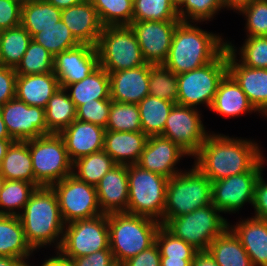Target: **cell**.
I'll list each match as a JSON object with an SVG mask.
<instances>
[{
    "label": "cell",
    "instance_id": "obj_38",
    "mask_svg": "<svg viewBox=\"0 0 267 266\" xmlns=\"http://www.w3.org/2000/svg\"><path fill=\"white\" fill-rule=\"evenodd\" d=\"M32 40L43 46L54 57L57 54L80 44L62 20L55 23L53 26L44 28L41 32L34 34Z\"/></svg>",
    "mask_w": 267,
    "mask_h": 266
},
{
    "label": "cell",
    "instance_id": "obj_58",
    "mask_svg": "<svg viewBox=\"0 0 267 266\" xmlns=\"http://www.w3.org/2000/svg\"><path fill=\"white\" fill-rule=\"evenodd\" d=\"M28 260L15 257L0 256V266H28Z\"/></svg>",
    "mask_w": 267,
    "mask_h": 266
},
{
    "label": "cell",
    "instance_id": "obj_9",
    "mask_svg": "<svg viewBox=\"0 0 267 266\" xmlns=\"http://www.w3.org/2000/svg\"><path fill=\"white\" fill-rule=\"evenodd\" d=\"M228 73L227 48L212 62L189 72L177 75V104L197 108L206 104L210 109L218 85Z\"/></svg>",
    "mask_w": 267,
    "mask_h": 266
},
{
    "label": "cell",
    "instance_id": "obj_11",
    "mask_svg": "<svg viewBox=\"0 0 267 266\" xmlns=\"http://www.w3.org/2000/svg\"><path fill=\"white\" fill-rule=\"evenodd\" d=\"M58 251L71 261L109 247L108 214L80 219L65 224Z\"/></svg>",
    "mask_w": 267,
    "mask_h": 266
},
{
    "label": "cell",
    "instance_id": "obj_3",
    "mask_svg": "<svg viewBox=\"0 0 267 266\" xmlns=\"http://www.w3.org/2000/svg\"><path fill=\"white\" fill-rule=\"evenodd\" d=\"M19 218L26 240L34 251L55 242V248L59 249L65 223L61 217L57 196L51 187L36 188L20 212Z\"/></svg>",
    "mask_w": 267,
    "mask_h": 266
},
{
    "label": "cell",
    "instance_id": "obj_25",
    "mask_svg": "<svg viewBox=\"0 0 267 266\" xmlns=\"http://www.w3.org/2000/svg\"><path fill=\"white\" fill-rule=\"evenodd\" d=\"M148 136L142 131H109L105 130L103 150L118 165L137 164L146 145Z\"/></svg>",
    "mask_w": 267,
    "mask_h": 266
},
{
    "label": "cell",
    "instance_id": "obj_54",
    "mask_svg": "<svg viewBox=\"0 0 267 266\" xmlns=\"http://www.w3.org/2000/svg\"><path fill=\"white\" fill-rule=\"evenodd\" d=\"M191 266H219L208 251H198Z\"/></svg>",
    "mask_w": 267,
    "mask_h": 266
},
{
    "label": "cell",
    "instance_id": "obj_60",
    "mask_svg": "<svg viewBox=\"0 0 267 266\" xmlns=\"http://www.w3.org/2000/svg\"><path fill=\"white\" fill-rule=\"evenodd\" d=\"M0 140H13L10 137V135L7 131L6 125L3 121L1 110H0Z\"/></svg>",
    "mask_w": 267,
    "mask_h": 266
},
{
    "label": "cell",
    "instance_id": "obj_51",
    "mask_svg": "<svg viewBox=\"0 0 267 266\" xmlns=\"http://www.w3.org/2000/svg\"><path fill=\"white\" fill-rule=\"evenodd\" d=\"M114 259L110 249H102L86 256L73 258V266H108Z\"/></svg>",
    "mask_w": 267,
    "mask_h": 266
},
{
    "label": "cell",
    "instance_id": "obj_5",
    "mask_svg": "<svg viewBox=\"0 0 267 266\" xmlns=\"http://www.w3.org/2000/svg\"><path fill=\"white\" fill-rule=\"evenodd\" d=\"M212 203V182L195 165L168 179L163 225L171 218L191 213Z\"/></svg>",
    "mask_w": 267,
    "mask_h": 266
},
{
    "label": "cell",
    "instance_id": "obj_35",
    "mask_svg": "<svg viewBox=\"0 0 267 266\" xmlns=\"http://www.w3.org/2000/svg\"><path fill=\"white\" fill-rule=\"evenodd\" d=\"M31 41L32 36L22 25L0 31V65L16 68Z\"/></svg>",
    "mask_w": 267,
    "mask_h": 266
},
{
    "label": "cell",
    "instance_id": "obj_42",
    "mask_svg": "<svg viewBox=\"0 0 267 266\" xmlns=\"http://www.w3.org/2000/svg\"><path fill=\"white\" fill-rule=\"evenodd\" d=\"M105 130L126 132L142 131L138 105L111 100Z\"/></svg>",
    "mask_w": 267,
    "mask_h": 266
},
{
    "label": "cell",
    "instance_id": "obj_62",
    "mask_svg": "<svg viewBox=\"0 0 267 266\" xmlns=\"http://www.w3.org/2000/svg\"><path fill=\"white\" fill-rule=\"evenodd\" d=\"M108 266H125V263L119 260H113Z\"/></svg>",
    "mask_w": 267,
    "mask_h": 266
},
{
    "label": "cell",
    "instance_id": "obj_18",
    "mask_svg": "<svg viewBox=\"0 0 267 266\" xmlns=\"http://www.w3.org/2000/svg\"><path fill=\"white\" fill-rule=\"evenodd\" d=\"M99 67L97 48L89 44L63 51L54 57V75L60 87L81 81Z\"/></svg>",
    "mask_w": 267,
    "mask_h": 266
},
{
    "label": "cell",
    "instance_id": "obj_14",
    "mask_svg": "<svg viewBox=\"0 0 267 266\" xmlns=\"http://www.w3.org/2000/svg\"><path fill=\"white\" fill-rule=\"evenodd\" d=\"M196 107L175 104L160 135L178 144L189 156H194L208 136Z\"/></svg>",
    "mask_w": 267,
    "mask_h": 266
},
{
    "label": "cell",
    "instance_id": "obj_27",
    "mask_svg": "<svg viewBox=\"0 0 267 266\" xmlns=\"http://www.w3.org/2000/svg\"><path fill=\"white\" fill-rule=\"evenodd\" d=\"M210 110L227 117H239L241 114L257 112L243 90L228 73L218 85Z\"/></svg>",
    "mask_w": 267,
    "mask_h": 266
},
{
    "label": "cell",
    "instance_id": "obj_28",
    "mask_svg": "<svg viewBox=\"0 0 267 266\" xmlns=\"http://www.w3.org/2000/svg\"><path fill=\"white\" fill-rule=\"evenodd\" d=\"M33 252L19 216L0 215V256L26 260Z\"/></svg>",
    "mask_w": 267,
    "mask_h": 266
},
{
    "label": "cell",
    "instance_id": "obj_23",
    "mask_svg": "<svg viewBox=\"0 0 267 266\" xmlns=\"http://www.w3.org/2000/svg\"><path fill=\"white\" fill-rule=\"evenodd\" d=\"M110 99L138 104L149 95V64L109 73Z\"/></svg>",
    "mask_w": 267,
    "mask_h": 266
},
{
    "label": "cell",
    "instance_id": "obj_13",
    "mask_svg": "<svg viewBox=\"0 0 267 266\" xmlns=\"http://www.w3.org/2000/svg\"><path fill=\"white\" fill-rule=\"evenodd\" d=\"M264 159L248 172L212 182V204L221 213H236L247 202L253 205L254 188L263 171Z\"/></svg>",
    "mask_w": 267,
    "mask_h": 266
},
{
    "label": "cell",
    "instance_id": "obj_20",
    "mask_svg": "<svg viewBox=\"0 0 267 266\" xmlns=\"http://www.w3.org/2000/svg\"><path fill=\"white\" fill-rule=\"evenodd\" d=\"M61 20L80 44L97 46L104 26L90 0L62 9Z\"/></svg>",
    "mask_w": 267,
    "mask_h": 266
},
{
    "label": "cell",
    "instance_id": "obj_40",
    "mask_svg": "<svg viewBox=\"0 0 267 266\" xmlns=\"http://www.w3.org/2000/svg\"><path fill=\"white\" fill-rule=\"evenodd\" d=\"M149 94L177 104V75L164 64H149Z\"/></svg>",
    "mask_w": 267,
    "mask_h": 266
},
{
    "label": "cell",
    "instance_id": "obj_16",
    "mask_svg": "<svg viewBox=\"0 0 267 266\" xmlns=\"http://www.w3.org/2000/svg\"><path fill=\"white\" fill-rule=\"evenodd\" d=\"M181 21H133L130 24L147 64H164L172 37Z\"/></svg>",
    "mask_w": 267,
    "mask_h": 266
},
{
    "label": "cell",
    "instance_id": "obj_37",
    "mask_svg": "<svg viewBox=\"0 0 267 266\" xmlns=\"http://www.w3.org/2000/svg\"><path fill=\"white\" fill-rule=\"evenodd\" d=\"M36 188L33 183L26 181L5 180L0 192V215L19 216V211H23Z\"/></svg>",
    "mask_w": 267,
    "mask_h": 266
},
{
    "label": "cell",
    "instance_id": "obj_7",
    "mask_svg": "<svg viewBox=\"0 0 267 266\" xmlns=\"http://www.w3.org/2000/svg\"><path fill=\"white\" fill-rule=\"evenodd\" d=\"M29 151L37 188L51 187L72 175L73 163L60 134L51 133L29 140Z\"/></svg>",
    "mask_w": 267,
    "mask_h": 266
},
{
    "label": "cell",
    "instance_id": "obj_49",
    "mask_svg": "<svg viewBox=\"0 0 267 266\" xmlns=\"http://www.w3.org/2000/svg\"><path fill=\"white\" fill-rule=\"evenodd\" d=\"M21 7L13 0H0V31L21 25Z\"/></svg>",
    "mask_w": 267,
    "mask_h": 266
},
{
    "label": "cell",
    "instance_id": "obj_2",
    "mask_svg": "<svg viewBox=\"0 0 267 266\" xmlns=\"http://www.w3.org/2000/svg\"><path fill=\"white\" fill-rule=\"evenodd\" d=\"M220 35L180 22L172 37L168 58L164 65L176 75L198 69L214 61L226 48Z\"/></svg>",
    "mask_w": 267,
    "mask_h": 266
},
{
    "label": "cell",
    "instance_id": "obj_12",
    "mask_svg": "<svg viewBox=\"0 0 267 266\" xmlns=\"http://www.w3.org/2000/svg\"><path fill=\"white\" fill-rule=\"evenodd\" d=\"M51 188L57 196L65 224L103 214L98 204L96 186L70 175L56 182Z\"/></svg>",
    "mask_w": 267,
    "mask_h": 266
},
{
    "label": "cell",
    "instance_id": "obj_17",
    "mask_svg": "<svg viewBox=\"0 0 267 266\" xmlns=\"http://www.w3.org/2000/svg\"><path fill=\"white\" fill-rule=\"evenodd\" d=\"M237 49L227 42L228 74L243 90L258 113L267 117V69L251 68L238 62Z\"/></svg>",
    "mask_w": 267,
    "mask_h": 266
},
{
    "label": "cell",
    "instance_id": "obj_32",
    "mask_svg": "<svg viewBox=\"0 0 267 266\" xmlns=\"http://www.w3.org/2000/svg\"><path fill=\"white\" fill-rule=\"evenodd\" d=\"M61 13L46 0H27L21 7V25L33 36L59 22Z\"/></svg>",
    "mask_w": 267,
    "mask_h": 266
},
{
    "label": "cell",
    "instance_id": "obj_6",
    "mask_svg": "<svg viewBox=\"0 0 267 266\" xmlns=\"http://www.w3.org/2000/svg\"><path fill=\"white\" fill-rule=\"evenodd\" d=\"M129 200L127 213L154 219L163 225L168 178L137 164L127 166Z\"/></svg>",
    "mask_w": 267,
    "mask_h": 266
},
{
    "label": "cell",
    "instance_id": "obj_44",
    "mask_svg": "<svg viewBox=\"0 0 267 266\" xmlns=\"http://www.w3.org/2000/svg\"><path fill=\"white\" fill-rule=\"evenodd\" d=\"M221 9L220 0H179L177 3L178 17L182 22L209 21Z\"/></svg>",
    "mask_w": 267,
    "mask_h": 266
},
{
    "label": "cell",
    "instance_id": "obj_45",
    "mask_svg": "<svg viewBox=\"0 0 267 266\" xmlns=\"http://www.w3.org/2000/svg\"><path fill=\"white\" fill-rule=\"evenodd\" d=\"M155 243L158 245L161 257L194 259L198 252L192 245L176 237L164 225L156 233Z\"/></svg>",
    "mask_w": 267,
    "mask_h": 266
},
{
    "label": "cell",
    "instance_id": "obj_26",
    "mask_svg": "<svg viewBox=\"0 0 267 266\" xmlns=\"http://www.w3.org/2000/svg\"><path fill=\"white\" fill-rule=\"evenodd\" d=\"M60 88L54 72L17 75L16 98L29 106L45 109L48 100Z\"/></svg>",
    "mask_w": 267,
    "mask_h": 266
},
{
    "label": "cell",
    "instance_id": "obj_8",
    "mask_svg": "<svg viewBox=\"0 0 267 266\" xmlns=\"http://www.w3.org/2000/svg\"><path fill=\"white\" fill-rule=\"evenodd\" d=\"M99 66L108 73L146 64L130 25L105 26L97 43Z\"/></svg>",
    "mask_w": 267,
    "mask_h": 266
},
{
    "label": "cell",
    "instance_id": "obj_39",
    "mask_svg": "<svg viewBox=\"0 0 267 266\" xmlns=\"http://www.w3.org/2000/svg\"><path fill=\"white\" fill-rule=\"evenodd\" d=\"M180 21L175 0H133V21Z\"/></svg>",
    "mask_w": 267,
    "mask_h": 266
},
{
    "label": "cell",
    "instance_id": "obj_21",
    "mask_svg": "<svg viewBox=\"0 0 267 266\" xmlns=\"http://www.w3.org/2000/svg\"><path fill=\"white\" fill-rule=\"evenodd\" d=\"M104 134V127L77 119L60 133L72 163L81 157L103 150Z\"/></svg>",
    "mask_w": 267,
    "mask_h": 266
},
{
    "label": "cell",
    "instance_id": "obj_57",
    "mask_svg": "<svg viewBox=\"0 0 267 266\" xmlns=\"http://www.w3.org/2000/svg\"><path fill=\"white\" fill-rule=\"evenodd\" d=\"M41 266H73V265L70 263L68 259H66L57 251V256H52L49 259H46Z\"/></svg>",
    "mask_w": 267,
    "mask_h": 266
},
{
    "label": "cell",
    "instance_id": "obj_55",
    "mask_svg": "<svg viewBox=\"0 0 267 266\" xmlns=\"http://www.w3.org/2000/svg\"><path fill=\"white\" fill-rule=\"evenodd\" d=\"M193 259L161 257L160 266H191Z\"/></svg>",
    "mask_w": 267,
    "mask_h": 266
},
{
    "label": "cell",
    "instance_id": "obj_19",
    "mask_svg": "<svg viewBox=\"0 0 267 266\" xmlns=\"http://www.w3.org/2000/svg\"><path fill=\"white\" fill-rule=\"evenodd\" d=\"M189 154L178 144L162 136H149L137 165L152 173L163 175L168 179L177 175L176 163Z\"/></svg>",
    "mask_w": 267,
    "mask_h": 266
},
{
    "label": "cell",
    "instance_id": "obj_4",
    "mask_svg": "<svg viewBox=\"0 0 267 266\" xmlns=\"http://www.w3.org/2000/svg\"><path fill=\"white\" fill-rule=\"evenodd\" d=\"M161 223L126 212L108 214L109 247L114 259L125 262L155 243Z\"/></svg>",
    "mask_w": 267,
    "mask_h": 266
},
{
    "label": "cell",
    "instance_id": "obj_61",
    "mask_svg": "<svg viewBox=\"0 0 267 266\" xmlns=\"http://www.w3.org/2000/svg\"><path fill=\"white\" fill-rule=\"evenodd\" d=\"M14 140H0V166L2 163V160L6 154V151L11 144V142Z\"/></svg>",
    "mask_w": 267,
    "mask_h": 266
},
{
    "label": "cell",
    "instance_id": "obj_48",
    "mask_svg": "<svg viewBox=\"0 0 267 266\" xmlns=\"http://www.w3.org/2000/svg\"><path fill=\"white\" fill-rule=\"evenodd\" d=\"M111 99L94 100V102L84 103L76 109V119L83 122H90L107 126Z\"/></svg>",
    "mask_w": 267,
    "mask_h": 266
},
{
    "label": "cell",
    "instance_id": "obj_47",
    "mask_svg": "<svg viewBox=\"0 0 267 266\" xmlns=\"http://www.w3.org/2000/svg\"><path fill=\"white\" fill-rule=\"evenodd\" d=\"M239 13L246 18L247 37L267 36V2L253 0L248 6L242 8Z\"/></svg>",
    "mask_w": 267,
    "mask_h": 266
},
{
    "label": "cell",
    "instance_id": "obj_30",
    "mask_svg": "<svg viewBox=\"0 0 267 266\" xmlns=\"http://www.w3.org/2000/svg\"><path fill=\"white\" fill-rule=\"evenodd\" d=\"M0 173L5 180H22L35 185L29 140L11 142L2 160Z\"/></svg>",
    "mask_w": 267,
    "mask_h": 266
},
{
    "label": "cell",
    "instance_id": "obj_63",
    "mask_svg": "<svg viewBox=\"0 0 267 266\" xmlns=\"http://www.w3.org/2000/svg\"><path fill=\"white\" fill-rule=\"evenodd\" d=\"M5 182V178L3 177V175L0 173V192L2 190L3 184Z\"/></svg>",
    "mask_w": 267,
    "mask_h": 266
},
{
    "label": "cell",
    "instance_id": "obj_10",
    "mask_svg": "<svg viewBox=\"0 0 267 266\" xmlns=\"http://www.w3.org/2000/svg\"><path fill=\"white\" fill-rule=\"evenodd\" d=\"M228 224L227 219L211 203L191 213L171 218L164 226L198 251H207L210 243L228 228Z\"/></svg>",
    "mask_w": 267,
    "mask_h": 266
},
{
    "label": "cell",
    "instance_id": "obj_1",
    "mask_svg": "<svg viewBox=\"0 0 267 266\" xmlns=\"http://www.w3.org/2000/svg\"><path fill=\"white\" fill-rule=\"evenodd\" d=\"M261 152L254 141L209 133L194 165L213 182L250 171L264 157Z\"/></svg>",
    "mask_w": 267,
    "mask_h": 266
},
{
    "label": "cell",
    "instance_id": "obj_46",
    "mask_svg": "<svg viewBox=\"0 0 267 266\" xmlns=\"http://www.w3.org/2000/svg\"><path fill=\"white\" fill-rule=\"evenodd\" d=\"M239 49L241 64L251 68L267 69V36L248 37Z\"/></svg>",
    "mask_w": 267,
    "mask_h": 266
},
{
    "label": "cell",
    "instance_id": "obj_31",
    "mask_svg": "<svg viewBox=\"0 0 267 266\" xmlns=\"http://www.w3.org/2000/svg\"><path fill=\"white\" fill-rule=\"evenodd\" d=\"M207 251L219 266H253L242 243L229 228L210 243Z\"/></svg>",
    "mask_w": 267,
    "mask_h": 266
},
{
    "label": "cell",
    "instance_id": "obj_29",
    "mask_svg": "<svg viewBox=\"0 0 267 266\" xmlns=\"http://www.w3.org/2000/svg\"><path fill=\"white\" fill-rule=\"evenodd\" d=\"M76 109L84 103L94 100L110 99L109 73L102 67H98L83 80L72 83L64 88Z\"/></svg>",
    "mask_w": 267,
    "mask_h": 266
},
{
    "label": "cell",
    "instance_id": "obj_50",
    "mask_svg": "<svg viewBox=\"0 0 267 266\" xmlns=\"http://www.w3.org/2000/svg\"><path fill=\"white\" fill-rule=\"evenodd\" d=\"M16 79L15 68L0 65V107L16 98Z\"/></svg>",
    "mask_w": 267,
    "mask_h": 266
},
{
    "label": "cell",
    "instance_id": "obj_59",
    "mask_svg": "<svg viewBox=\"0 0 267 266\" xmlns=\"http://www.w3.org/2000/svg\"><path fill=\"white\" fill-rule=\"evenodd\" d=\"M50 4L54 5L56 8L65 9L71 6H75L85 0H46Z\"/></svg>",
    "mask_w": 267,
    "mask_h": 266
},
{
    "label": "cell",
    "instance_id": "obj_53",
    "mask_svg": "<svg viewBox=\"0 0 267 266\" xmlns=\"http://www.w3.org/2000/svg\"><path fill=\"white\" fill-rule=\"evenodd\" d=\"M160 251L154 243L148 249L125 261V266H160Z\"/></svg>",
    "mask_w": 267,
    "mask_h": 266
},
{
    "label": "cell",
    "instance_id": "obj_33",
    "mask_svg": "<svg viewBox=\"0 0 267 266\" xmlns=\"http://www.w3.org/2000/svg\"><path fill=\"white\" fill-rule=\"evenodd\" d=\"M137 105L140 112L142 132L148 137L161 135L175 104L149 94Z\"/></svg>",
    "mask_w": 267,
    "mask_h": 266
},
{
    "label": "cell",
    "instance_id": "obj_64",
    "mask_svg": "<svg viewBox=\"0 0 267 266\" xmlns=\"http://www.w3.org/2000/svg\"><path fill=\"white\" fill-rule=\"evenodd\" d=\"M15 2H19L21 5H23L27 0H13Z\"/></svg>",
    "mask_w": 267,
    "mask_h": 266
},
{
    "label": "cell",
    "instance_id": "obj_36",
    "mask_svg": "<svg viewBox=\"0 0 267 266\" xmlns=\"http://www.w3.org/2000/svg\"><path fill=\"white\" fill-rule=\"evenodd\" d=\"M117 164L104 150L81 157L73 162L72 175L96 186L101 178Z\"/></svg>",
    "mask_w": 267,
    "mask_h": 266
},
{
    "label": "cell",
    "instance_id": "obj_56",
    "mask_svg": "<svg viewBox=\"0 0 267 266\" xmlns=\"http://www.w3.org/2000/svg\"><path fill=\"white\" fill-rule=\"evenodd\" d=\"M253 0H220L222 8L234 9L236 12L248 6Z\"/></svg>",
    "mask_w": 267,
    "mask_h": 266
},
{
    "label": "cell",
    "instance_id": "obj_22",
    "mask_svg": "<svg viewBox=\"0 0 267 266\" xmlns=\"http://www.w3.org/2000/svg\"><path fill=\"white\" fill-rule=\"evenodd\" d=\"M97 199L103 214L127 213L129 200L126 165H116L96 185Z\"/></svg>",
    "mask_w": 267,
    "mask_h": 266
},
{
    "label": "cell",
    "instance_id": "obj_34",
    "mask_svg": "<svg viewBox=\"0 0 267 266\" xmlns=\"http://www.w3.org/2000/svg\"><path fill=\"white\" fill-rule=\"evenodd\" d=\"M68 92L60 87L48 100L45 107V120L50 133L60 134L76 120V107L69 98Z\"/></svg>",
    "mask_w": 267,
    "mask_h": 266
},
{
    "label": "cell",
    "instance_id": "obj_24",
    "mask_svg": "<svg viewBox=\"0 0 267 266\" xmlns=\"http://www.w3.org/2000/svg\"><path fill=\"white\" fill-rule=\"evenodd\" d=\"M228 228L242 243L253 266H267V220L253 216L235 226L228 224Z\"/></svg>",
    "mask_w": 267,
    "mask_h": 266
},
{
    "label": "cell",
    "instance_id": "obj_41",
    "mask_svg": "<svg viewBox=\"0 0 267 266\" xmlns=\"http://www.w3.org/2000/svg\"><path fill=\"white\" fill-rule=\"evenodd\" d=\"M102 25L120 26L133 22V0H90Z\"/></svg>",
    "mask_w": 267,
    "mask_h": 266
},
{
    "label": "cell",
    "instance_id": "obj_15",
    "mask_svg": "<svg viewBox=\"0 0 267 266\" xmlns=\"http://www.w3.org/2000/svg\"><path fill=\"white\" fill-rule=\"evenodd\" d=\"M3 121L13 140L28 141L51 134L45 120V109L29 106L14 98L0 107Z\"/></svg>",
    "mask_w": 267,
    "mask_h": 266
},
{
    "label": "cell",
    "instance_id": "obj_52",
    "mask_svg": "<svg viewBox=\"0 0 267 266\" xmlns=\"http://www.w3.org/2000/svg\"><path fill=\"white\" fill-rule=\"evenodd\" d=\"M263 173L258 177L254 188L253 207L255 216L267 220V183L263 179Z\"/></svg>",
    "mask_w": 267,
    "mask_h": 266
},
{
    "label": "cell",
    "instance_id": "obj_43",
    "mask_svg": "<svg viewBox=\"0 0 267 266\" xmlns=\"http://www.w3.org/2000/svg\"><path fill=\"white\" fill-rule=\"evenodd\" d=\"M53 70L54 56L33 40L15 68L17 75L45 74Z\"/></svg>",
    "mask_w": 267,
    "mask_h": 266
}]
</instances>
